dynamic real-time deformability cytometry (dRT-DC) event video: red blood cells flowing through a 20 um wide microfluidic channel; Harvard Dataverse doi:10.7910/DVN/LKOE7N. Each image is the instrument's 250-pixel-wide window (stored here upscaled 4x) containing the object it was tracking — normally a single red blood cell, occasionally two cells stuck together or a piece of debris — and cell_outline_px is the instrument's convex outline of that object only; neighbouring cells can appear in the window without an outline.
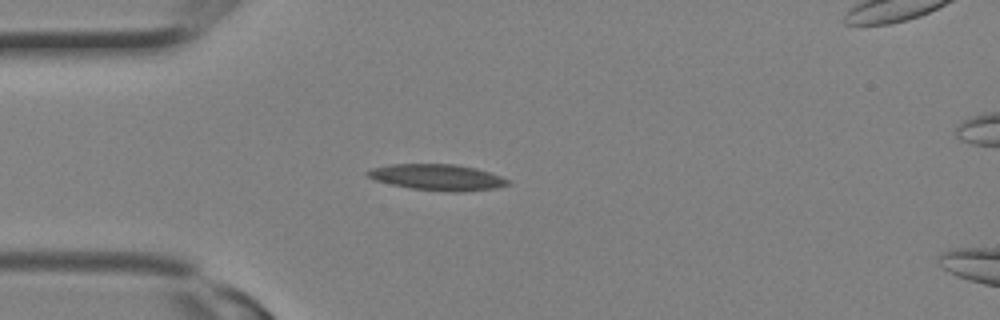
{"species": "Egyptian fruit bat (a non-hibernating species)", "species_latin": "Rousettus aegyptiacus", "temperature_condition": "room temperature", "stored_images_in_passage": 2, "camera_frame_rate_fps": 3000, "um_per_image_px": 0.085, "animal": {"sex": "female"}, "frame": {"image": 1, "passage_image": 1, "time_ms": 0.0, "image_size_px": [1000, 320], "cell_outline_px": [[512, 184], [496, 188], [460, 192], [452, 192], [412, 188], [392, 184], [376, 180], [368, 176], [364, 172], [372, 168], [388, 164], [456, 164], [476, 168], [512, 180]], "centroid_in_image_um": [37.22, 15.06], "position_along_channel_um": 47.8, "area_um2": 21.33}}